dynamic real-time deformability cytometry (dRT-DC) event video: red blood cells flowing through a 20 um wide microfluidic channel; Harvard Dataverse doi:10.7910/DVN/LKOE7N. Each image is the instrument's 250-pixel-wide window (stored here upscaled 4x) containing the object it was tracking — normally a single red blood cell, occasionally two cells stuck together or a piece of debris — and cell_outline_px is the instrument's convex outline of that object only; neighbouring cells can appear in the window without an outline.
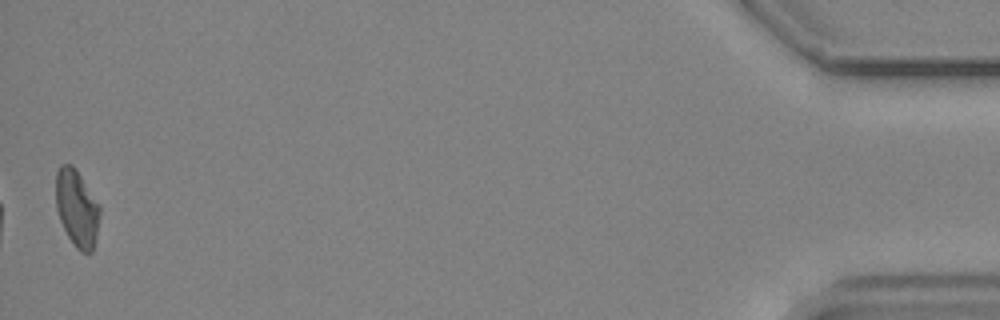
{"species": "common noctule bat (a hibernating species)", "species_latin": "Nyctalus noctula", "temperature_condition": "cold", "stored_images_in_passage": 38, "camera_frame_rate_fps": 3000, "um_per_image_px": 0.085, "animal": {"sex": "male", "body_mass_g": 19.2, "forearm_length_mm": 51.8}, "frame": {"image": 1, "passage_image": 38, "time_ms": 12.333, "image_size_px": [1000, 320], "cell_outline_px": [[100, 216], [96, 236], [92, 252], [80, 252], [76, 248], [68, 236], [60, 220], [56, 208], [56, 172], [60, 164], [72, 164], [76, 168], [100, 204]], "centroid_in_image_um": [6.54, 17.66], "position_along_channel_um": 428.7, "area_um2": 19.88}, "authors_computed_cell_mechanics": {"area_um2": 19.8254, "velocity_mm_per_s": 3.806, "shape_relaxation_time_tau1_ms": null, "shape_relaxation_time_tau2_ms": 11.1549, "deformation_change_tau1": null, "deformation_change_tau2": 0.1841}}